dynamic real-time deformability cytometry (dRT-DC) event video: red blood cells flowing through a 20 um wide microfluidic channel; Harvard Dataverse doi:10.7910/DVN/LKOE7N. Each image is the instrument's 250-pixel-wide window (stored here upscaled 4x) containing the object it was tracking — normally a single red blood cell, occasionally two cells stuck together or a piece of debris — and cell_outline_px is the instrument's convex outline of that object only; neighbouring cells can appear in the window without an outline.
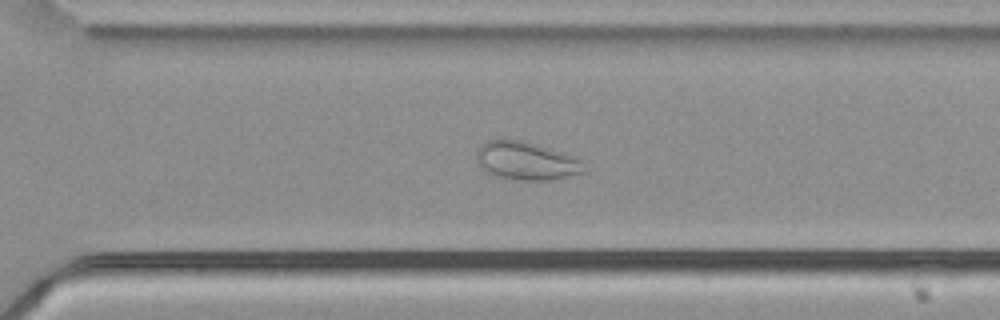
{"species": "common noctule bat (a hibernating species)", "species_latin": "Nyctalus noctula", "temperature_condition": "cold", "stored_images_in_passage": 56, "camera_frame_rate_fps": 3000, "um_per_image_px": 0.085, "animal": {"sex": "male", "body_mass_g": 21.5, "forearm_length_mm": 52.0}, "frame": {"image": 1, "passage_image": 40, "time_ms": 13.0, "image_size_px": [1000, 320], "cell_outline_px": [[588, 168], [580, 172], [568, 176], [552, 180], [520, 180], [496, 176], [484, 172], [476, 164], [476, 152], [488, 140], [500, 136], [504, 136], [524, 140], [576, 156], [584, 160]], "centroid_in_image_um": [44.71, 13.64], "position_along_channel_um": 325.9, "area_um2": 24.8}}
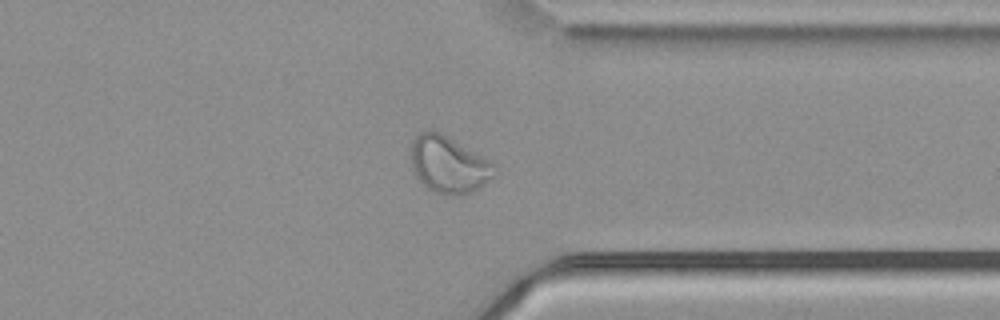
{"frame": {"image": 2, "passage_image": 44, "time_ms": 14.333, "image_size_px": [1000, 320], "cell_outline_px": [[496, 176], [480, 188], [464, 196], [448, 196], [436, 192], [428, 188], [416, 176], [412, 168], [412, 140], [420, 132], [432, 128], [440, 132], [496, 164]], "centroid_in_image_um": [38.17, 14.01], "position_along_channel_um": 373.2, "area_um2": 27.92}}
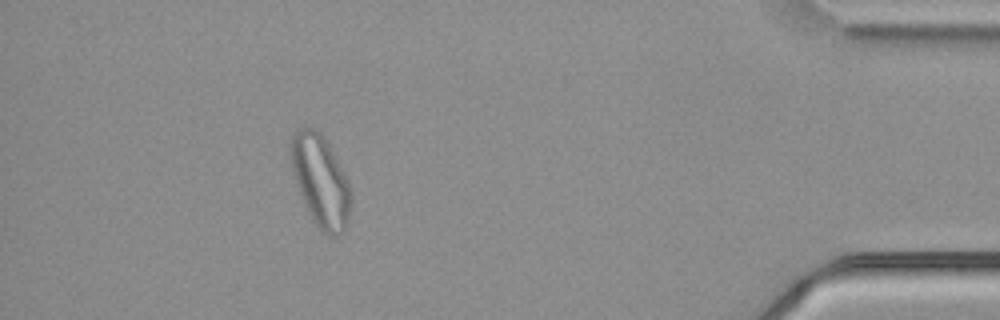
{"frame": {"image": 3, "passage_image": 51, "time_ms": 16.667, "image_size_px": [1000, 320], "cell_outline_px": [[352, 200], [348, 220], [344, 232], [336, 236], [328, 236], [312, 220], [304, 204], [296, 184], [292, 172], [288, 156], [288, 148], [292, 136], [296, 128], [316, 128], [324, 136], [348, 180], [352, 192]], "centroid_in_image_um": [27.22, 15.36], "position_along_channel_um": 408.0, "area_um2": 32.66}}